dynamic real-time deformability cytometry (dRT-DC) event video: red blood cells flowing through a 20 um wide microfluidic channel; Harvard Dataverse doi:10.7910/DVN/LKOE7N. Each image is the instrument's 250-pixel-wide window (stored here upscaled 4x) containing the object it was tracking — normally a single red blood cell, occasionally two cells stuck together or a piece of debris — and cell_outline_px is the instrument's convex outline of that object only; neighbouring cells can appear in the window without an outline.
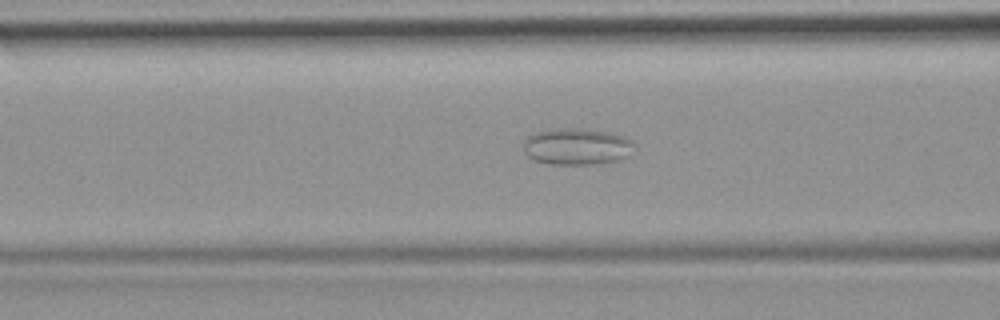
{"species": "common noctule bat (a hibernating species)", "species_latin": "Nyctalus noctula", "temperature_condition": "room temperature", "stored_images_in_passage": 40, "camera_frame_rate_fps": 3000, "um_per_image_px": 0.085, "animal": {"sex": "female", "body_mass_g": 19.9}, "frame": {"image": 1, "passage_image": 12, "time_ms": 3.667, "image_size_px": [1000, 320], "cell_outline_px": [[632, 144], [624, 156], [616, 160], [592, 164], [552, 164], [536, 160], [528, 156], [524, 152], [524, 140], [528, 136], [536, 132], [576, 128], [604, 132], [620, 136], [632, 140]], "centroid_in_image_um": [48.94, 12.46], "position_along_channel_um": 117.7, "area_um2": 22.54}}
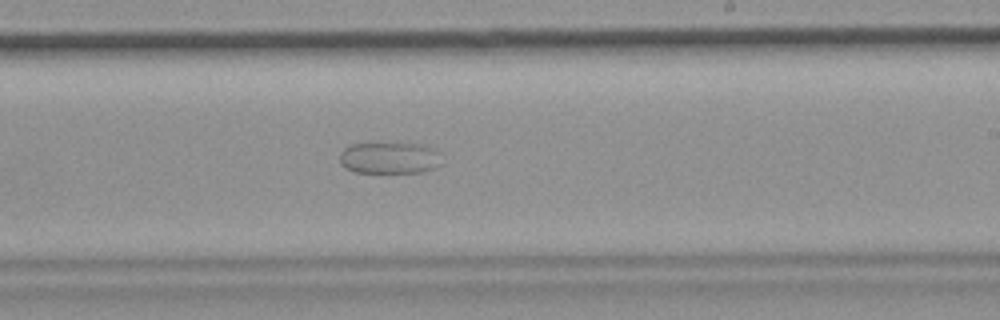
{"frame": {"image": 2, "passage_image": 23, "time_ms": 7.333, "image_size_px": [1000, 320], "cell_outline_px": [[432, 168], [420, 172], [352, 172], [344, 168], [340, 164], [340, 152], [344, 148], [352, 144], [376, 140], [424, 144], [432, 148]], "centroid_in_image_um": [32.86, 13.35], "position_along_channel_um": 256.1, "area_um2": 18.79}}
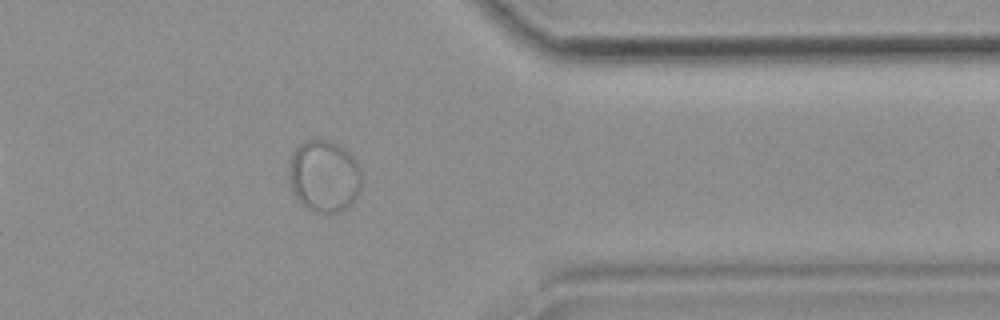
{"frame": {"image": 3, "passage_image": 34, "time_ms": 11.0, "image_size_px": [1000, 320], "cell_outline_px": [[360, 188], [356, 196], [340, 212], [316, 212], [300, 204], [292, 188], [288, 176], [288, 164], [296, 148], [300, 144], [308, 140], [328, 140], [344, 148], [356, 160], [360, 168]], "centroid_in_image_um": [27.52, 14.96], "position_along_channel_um": 383.9, "area_um2": 30.11}}